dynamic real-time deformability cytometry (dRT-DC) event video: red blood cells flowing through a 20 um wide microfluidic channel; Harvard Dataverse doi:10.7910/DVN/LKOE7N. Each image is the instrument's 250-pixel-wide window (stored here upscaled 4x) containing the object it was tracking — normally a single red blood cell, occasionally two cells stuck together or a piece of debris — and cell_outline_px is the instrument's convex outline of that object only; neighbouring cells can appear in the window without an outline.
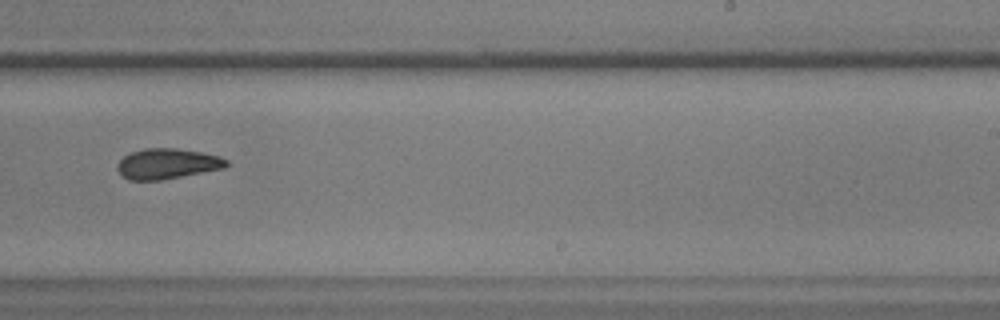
{"species": "common noctule bat (a hibernating species)", "species_latin": "Nyctalus noctula", "temperature_condition": "warm", "stored_images_in_passage": 23, "camera_frame_rate_fps": 3000, "um_per_image_px": 0.085, "animal": {"sex": "male", "body_mass_g": 17.9, "forearm_length_mm": 54.2}, "frame": {"image": 1, "passage_image": 15, "time_ms": 4.667, "image_size_px": [1000, 320], "cell_outline_px": [[228, 164], [224, 168], [160, 180], [128, 180], [116, 168], [116, 164], [124, 156], [132, 152], [144, 148], [176, 148], [200, 152], [220, 156], [228, 160]], "centroid_in_image_um": [14.21, 13.91], "position_along_channel_um": 274.8, "area_um2": 19.19}}